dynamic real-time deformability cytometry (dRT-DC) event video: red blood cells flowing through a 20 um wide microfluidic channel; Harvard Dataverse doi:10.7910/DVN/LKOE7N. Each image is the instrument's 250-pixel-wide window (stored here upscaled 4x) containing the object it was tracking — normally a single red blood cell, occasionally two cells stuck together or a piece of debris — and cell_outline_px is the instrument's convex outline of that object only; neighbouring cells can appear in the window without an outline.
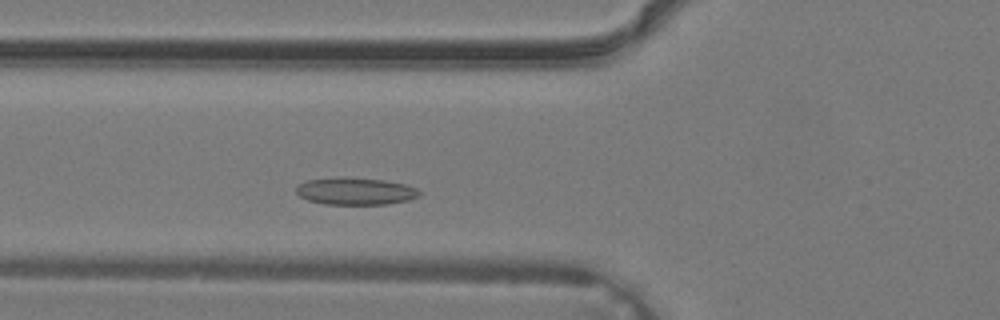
{"species": "common noctule bat (a hibernating species)", "species_latin": "Nyctalus noctula", "temperature_condition": "warm", "stored_images_in_passage": 30, "camera_frame_rate_fps": 3000, "um_per_image_px": 0.085, "animal": {"sex": "male", "body_mass_g": 19.2, "forearm_length_mm": 51.8}, "frame": {"image": 1, "passage_image": 6, "time_ms": 1.667, "image_size_px": [1000, 320], "cell_outline_px": [[420, 196], [408, 200], [388, 204], [324, 204], [308, 200], [300, 196], [296, 192], [296, 188], [300, 184], [308, 180], [384, 180], [404, 184], [416, 188], [420, 192]], "centroid_in_image_um": [30.27, 16.31], "position_along_channel_um": 95.5, "area_um2": 18.44}}
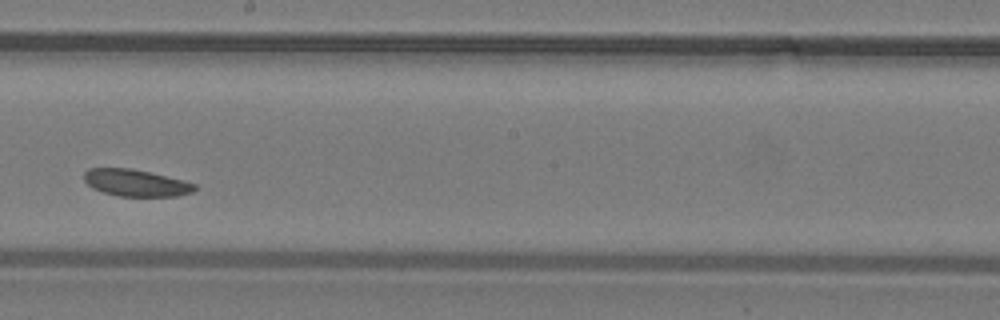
{"frame": {"image": 2, "passage_image": 14, "time_ms": 4.333, "image_size_px": [1000, 320], "cell_outline_px": [[196, 188], [192, 192], [176, 196], [116, 196], [92, 188], [84, 180], [84, 172], [88, 168], [128, 168], [148, 172], [184, 180], [196, 184]], "centroid_in_image_um": [11.53, 15.54], "position_along_channel_um": 236.7, "area_um2": 17.22}}
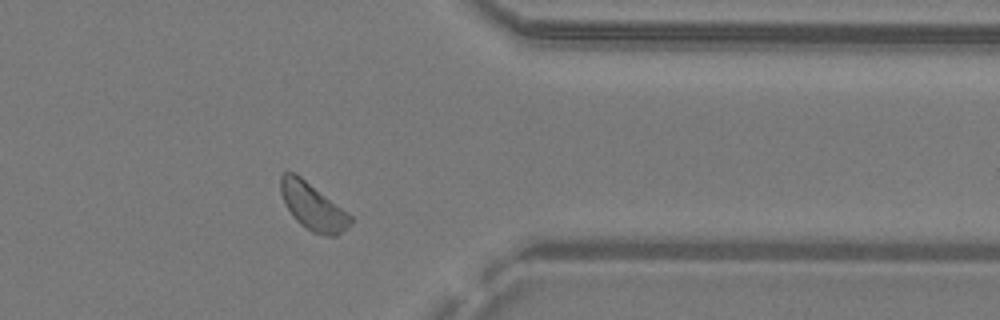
{"frame": {"image": 3, "passage_image": 23, "time_ms": 7.333, "image_size_px": [1000, 320], "cell_outline_px": [[352, 220], [336, 236], [328, 236], [312, 232], [300, 224], [292, 216], [280, 192], [280, 176], [284, 172], [292, 172], [300, 176], [352, 216]], "centroid_in_image_um": [26.55, 17.55], "position_along_channel_um": 384.9, "area_um2": 18.55}}